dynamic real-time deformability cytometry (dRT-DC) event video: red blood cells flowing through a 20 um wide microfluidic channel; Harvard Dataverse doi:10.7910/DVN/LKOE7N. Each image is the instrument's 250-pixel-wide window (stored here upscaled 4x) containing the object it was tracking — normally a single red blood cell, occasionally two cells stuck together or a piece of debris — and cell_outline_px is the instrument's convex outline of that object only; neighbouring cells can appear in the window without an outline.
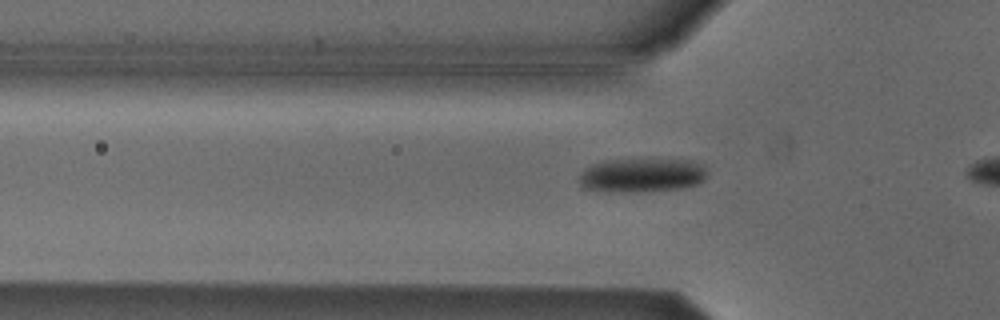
{"species": "Egyptian fruit bat (a non-hibernating species)", "species_latin": "Rousettus aegyptiacus", "temperature_condition": "cold", "stored_images_in_passage": 26, "camera_frame_rate_fps": 3000, "um_per_image_px": 0.085, "animal": {"sex": "male"}, "frame": {"image": 1, "passage_image": 10, "time_ms": 3.0, "image_size_px": [1000, 320], "cell_outline_px": [[704, 180], [696, 184], [684, 188], [636, 192], [604, 192], [584, 188], [580, 184], [580, 172], [584, 168], [592, 164], [604, 160], [692, 160], [704, 164]], "centroid_in_image_um": [54.51, 14.9], "position_along_channel_um": 71.3, "area_um2": 25.43}}
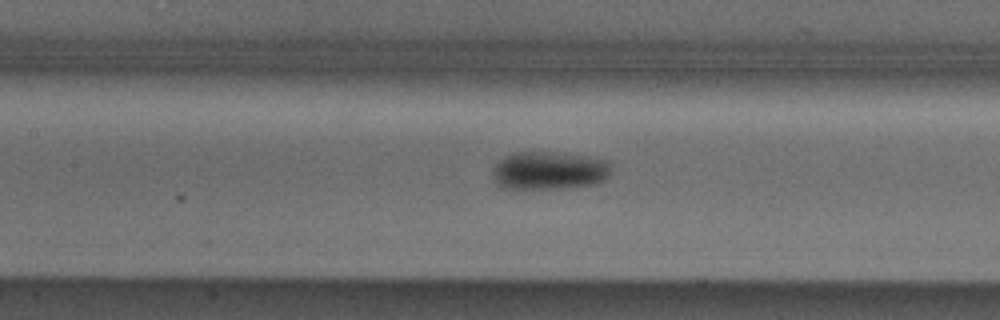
{"frame": {"image": 2, "passage_image": 17, "time_ms": 5.333, "image_size_px": [1000, 320], "cell_outline_px": [[612, 164], [608, 176], [604, 180], [596, 184], [564, 188], [504, 188], [496, 184], [492, 180], [492, 172], [496, 164], [504, 156], [516, 152], [552, 152], [588, 156], [608, 160]], "centroid_in_image_um": [46.69, 14.49], "position_along_channel_um": 160.7, "area_um2": 26.53}}
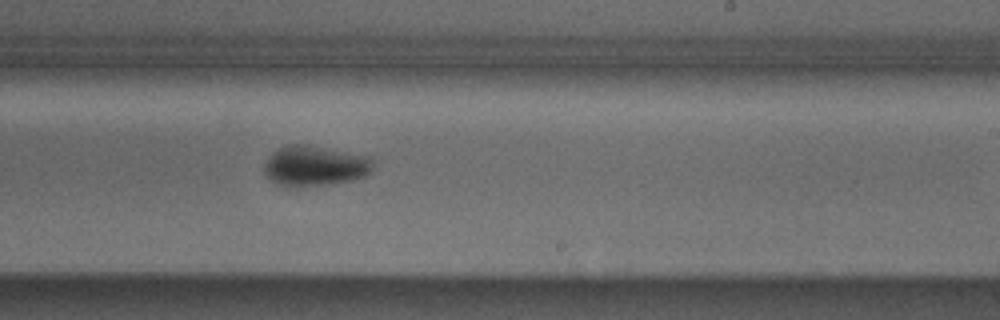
{"frame": {"image": 3, "passage_image": 25, "time_ms": 8.0, "image_size_px": [1000, 320], "cell_outline_px": [[372, 172], [364, 176], [352, 180], [328, 184], [296, 188], [276, 184], [264, 172], [264, 164], [268, 156], [276, 148], [288, 144], [304, 144], [372, 156]], "centroid_in_image_um": [26.75, 14.09], "position_along_channel_um": 262.3, "area_um2": 25.95}}